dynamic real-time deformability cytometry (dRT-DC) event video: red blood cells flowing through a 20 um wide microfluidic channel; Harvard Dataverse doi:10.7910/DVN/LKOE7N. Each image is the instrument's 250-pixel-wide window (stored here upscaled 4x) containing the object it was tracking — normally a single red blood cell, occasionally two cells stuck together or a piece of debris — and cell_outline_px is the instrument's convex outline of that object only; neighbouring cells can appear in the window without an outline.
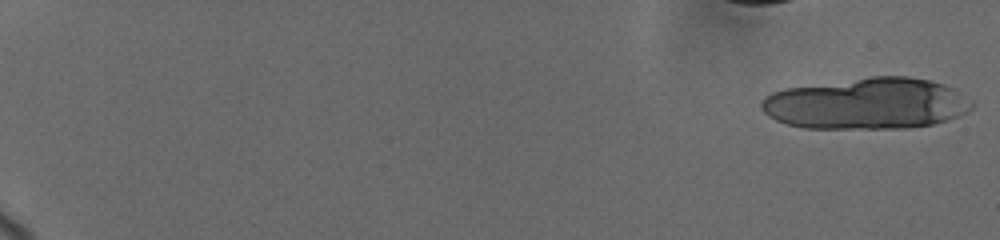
{"species": "human", "species_latin": "Homo sapiens", "temperature_condition": "cold", "stored_images_in_passage": 12, "camera_frame_rate_fps": 3000, "um_per_image_px": 0.085, "donor": {"sex": "female"}, "frame": {"image": 1, "passage_image": 1, "time_ms": 0.0, "image_size_px": [1000, 240], "cell_outline_px": [[976, 104], [968, 112], [948, 120], [932, 124], [908, 128], [804, 128], [788, 124], [776, 120], [768, 116], [764, 112], [760, 104], [764, 96], [772, 92], [784, 88], [872, 76], [908, 76], [932, 80], [944, 84], [952, 88], [972, 100]], "centroid_in_image_um": [73.7, 8.8], "position_along_channel_um": 11.3, "area_um2": 63.35}}